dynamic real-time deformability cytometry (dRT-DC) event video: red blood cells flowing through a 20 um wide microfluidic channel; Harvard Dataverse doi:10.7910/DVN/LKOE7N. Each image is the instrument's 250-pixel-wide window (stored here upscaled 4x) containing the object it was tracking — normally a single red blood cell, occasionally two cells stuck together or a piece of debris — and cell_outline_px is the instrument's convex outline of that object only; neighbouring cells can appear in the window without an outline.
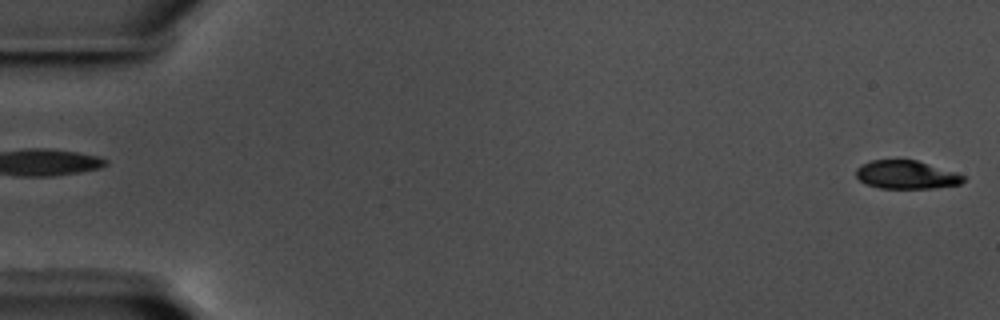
{"species": "common noctule bat (a hibernating species)", "species_latin": "Nyctalus noctula", "temperature_condition": "warm", "stored_images_in_passage": 15, "camera_frame_rate_fps": 3000, "um_per_image_px": 0.085, "animal": {"sex": "male", "body_mass_g": 17.5, "forearm_length_mm": 52.3}, "frame": {"image": 1, "passage_image": 1, "time_ms": 0.0, "image_size_px": [1000, 320], "cell_outline_px": [[964, 180], [960, 184], [932, 188], [880, 188], [864, 184], [856, 176], [856, 168], [860, 164], [872, 160], [916, 160], [956, 172], [964, 176]], "centroid_in_image_um": [77.0, 14.85], "position_along_channel_um": 8.0, "area_um2": 17.69}}
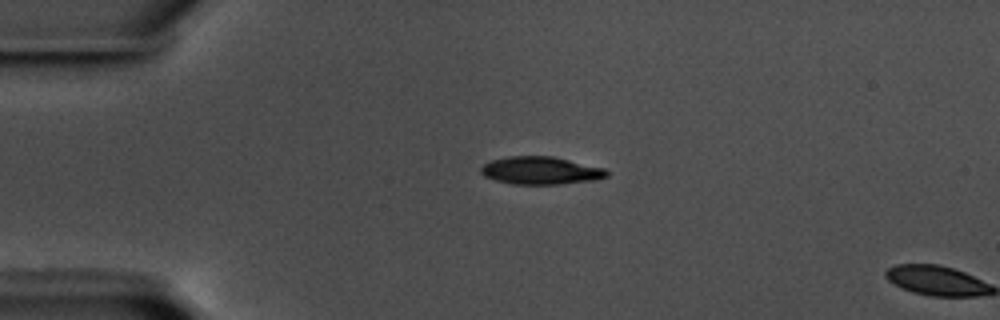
{"frame": {"image": 2, "passage_image": 14, "time_ms": 4.333, "image_size_px": [1000, 320], "cell_outline_px": [[608, 176], [596, 180], [560, 184], [512, 184], [496, 180], [484, 176], [480, 172], [480, 168], [484, 164], [492, 160], [508, 156], [552, 156], [604, 168], [608, 172]], "centroid_in_image_um": [45.95, 14.5], "position_along_channel_um": 39.0, "area_um2": 20.29}}